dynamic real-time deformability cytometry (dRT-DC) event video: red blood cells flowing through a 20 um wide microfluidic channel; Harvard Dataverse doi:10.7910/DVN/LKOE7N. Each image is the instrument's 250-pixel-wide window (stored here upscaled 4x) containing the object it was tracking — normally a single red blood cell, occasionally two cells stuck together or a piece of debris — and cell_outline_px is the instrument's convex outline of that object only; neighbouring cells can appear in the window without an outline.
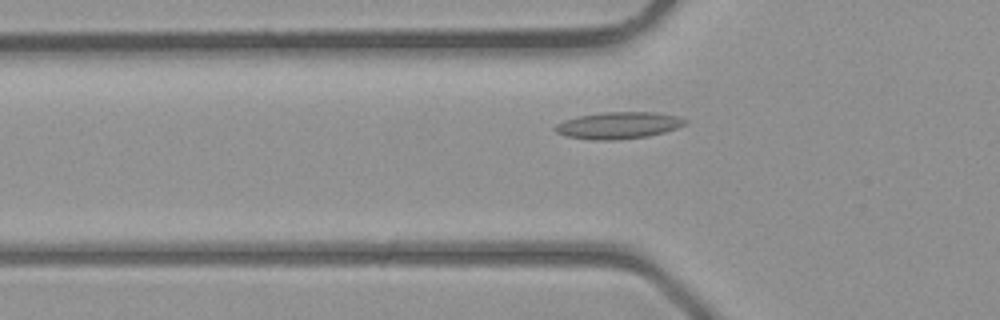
{"species": "common noctule bat (a hibernating species)", "species_latin": "Nyctalus noctula", "temperature_condition": "room temperature", "stored_images_in_passage": 33, "camera_frame_rate_fps": 3000, "um_per_image_px": 0.085, "animal": {"sex": "male", "body_mass_g": 23.1, "forearm_length_mm": 52.7}, "frame": {"image": 1, "passage_image": 6, "time_ms": 1.667, "image_size_px": [1000, 320], "cell_outline_px": [[688, 124], [664, 132], [648, 136], [612, 140], [592, 140], [568, 136], [556, 132], [552, 128], [556, 124], [564, 120], [576, 116], [604, 112], [656, 112], [676, 116], [688, 120]], "centroid_in_image_um": [52.56, 10.65], "position_along_channel_um": 73.2, "area_um2": 20.35}}
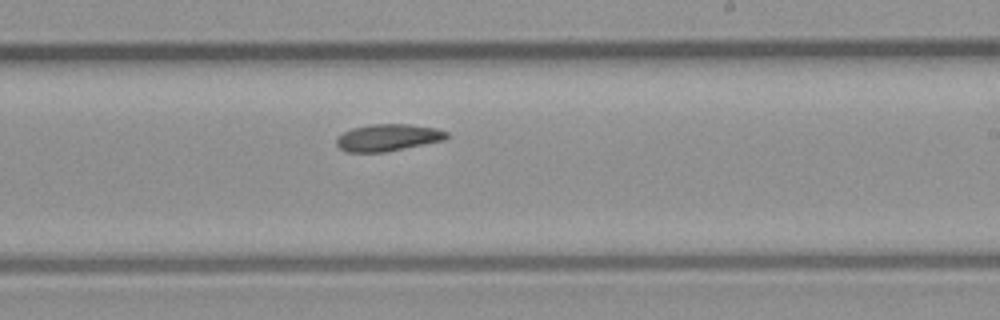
{"frame": {"image": 2, "passage_image": 17, "time_ms": 5.333, "image_size_px": [1000, 320], "cell_outline_px": [[448, 136], [444, 140], [384, 152], [344, 152], [336, 144], [336, 140], [344, 132], [352, 128], [368, 124], [408, 124], [436, 128], [448, 132]], "centroid_in_image_um": [32.96, 11.69], "position_along_channel_um": 256.0, "area_um2": 17.22}}
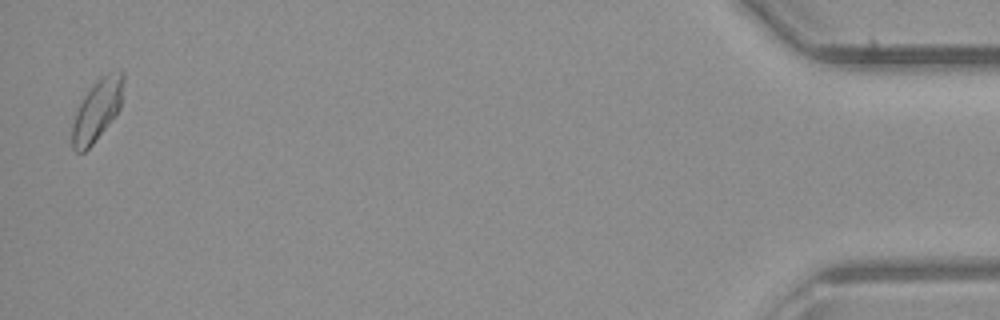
{"frame": {"image": 3, "passage_image": 33, "time_ms": 10.667, "image_size_px": [1000, 320], "cell_outline_px": [[124, 80], [120, 108], [92, 144], [84, 152], [76, 152], [72, 148], [72, 124], [76, 112], [84, 96], [108, 72], [120, 68], [124, 72]], "centroid_in_image_um": [8.27, 9.35], "position_along_channel_um": 426.9, "area_um2": 17.8}}